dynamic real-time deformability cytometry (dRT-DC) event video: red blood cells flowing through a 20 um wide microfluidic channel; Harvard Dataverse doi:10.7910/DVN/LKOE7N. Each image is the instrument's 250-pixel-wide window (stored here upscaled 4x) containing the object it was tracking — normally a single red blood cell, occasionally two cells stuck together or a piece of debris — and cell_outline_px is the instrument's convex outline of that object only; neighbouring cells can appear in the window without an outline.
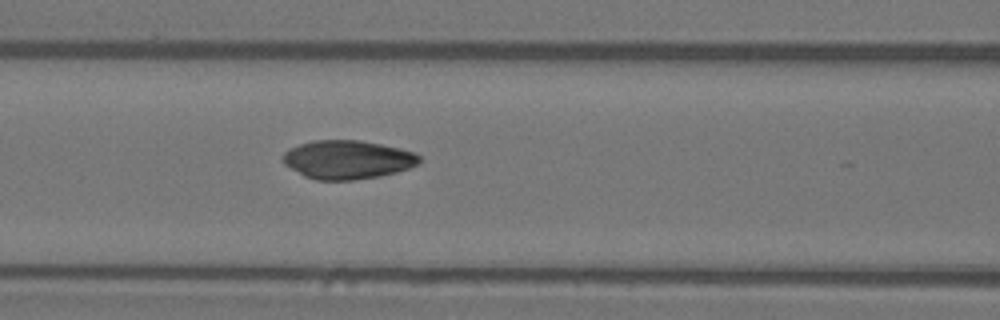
{"species": "Egyptian fruit bat (a non-hibernating species)", "species_latin": "Rousettus aegyptiacus", "temperature_condition": "warm", "stored_images_in_passage": 7, "camera_frame_rate_fps": 3000, "um_per_image_px": 0.085, "animal": {"sex": "female"}, "frame": {"image": 1, "passage_image": 7, "time_ms": 2.0, "image_size_px": [1000, 320], "cell_outline_px": [[420, 160], [416, 164], [408, 168], [396, 172], [380, 176], [352, 180], [316, 180], [304, 176], [284, 164], [284, 152], [288, 148], [312, 140], [360, 140], [400, 148], [416, 152], [420, 156]], "centroid_in_image_um": [29.53, 13.56], "position_along_channel_um": 137.1, "area_um2": 30.69}}